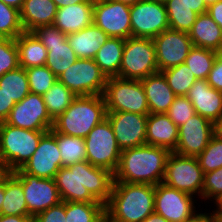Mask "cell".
Listing matches in <instances>:
<instances>
[{
  "label": "cell",
  "mask_w": 222,
  "mask_h": 222,
  "mask_svg": "<svg viewBox=\"0 0 222 222\" xmlns=\"http://www.w3.org/2000/svg\"><path fill=\"white\" fill-rule=\"evenodd\" d=\"M214 136L222 140V116L214 123Z\"/></svg>",
  "instance_id": "cell-54"
},
{
  "label": "cell",
  "mask_w": 222,
  "mask_h": 222,
  "mask_svg": "<svg viewBox=\"0 0 222 222\" xmlns=\"http://www.w3.org/2000/svg\"><path fill=\"white\" fill-rule=\"evenodd\" d=\"M107 112L150 114L144 87L140 80L110 77L103 92Z\"/></svg>",
  "instance_id": "cell-6"
},
{
  "label": "cell",
  "mask_w": 222,
  "mask_h": 222,
  "mask_svg": "<svg viewBox=\"0 0 222 222\" xmlns=\"http://www.w3.org/2000/svg\"><path fill=\"white\" fill-rule=\"evenodd\" d=\"M154 1H157V2H160V3H165L167 0H154Z\"/></svg>",
  "instance_id": "cell-61"
},
{
  "label": "cell",
  "mask_w": 222,
  "mask_h": 222,
  "mask_svg": "<svg viewBox=\"0 0 222 222\" xmlns=\"http://www.w3.org/2000/svg\"><path fill=\"white\" fill-rule=\"evenodd\" d=\"M222 193V167L204 174L202 199L216 200Z\"/></svg>",
  "instance_id": "cell-43"
},
{
  "label": "cell",
  "mask_w": 222,
  "mask_h": 222,
  "mask_svg": "<svg viewBox=\"0 0 222 222\" xmlns=\"http://www.w3.org/2000/svg\"><path fill=\"white\" fill-rule=\"evenodd\" d=\"M131 37L153 39L169 28L164 3L142 0L130 6Z\"/></svg>",
  "instance_id": "cell-13"
},
{
  "label": "cell",
  "mask_w": 222,
  "mask_h": 222,
  "mask_svg": "<svg viewBox=\"0 0 222 222\" xmlns=\"http://www.w3.org/2000/svg\"><path fill=\"white\" fill-rule=\"evenodd\" d=\"M213 222H222V213H213Z\"/></svg>",
  "instance_id": "cell-59"
},
{
  "label": "cell",
  "mask_w": 222,
  "mask_h": 222,
  "mask_svg": "<svg viewBox=\"0 0 222 222\" xmlns=\"http://www.w3.org/2000/svg\"><path fill=\"white\" fill-rule=\"evenodd\" d=\"M0 222H32V217L0 214Z\"/></svg>",
  "instance_id": "cell-49"
},
{
  "label": "cell",
  "mask_w": 222,
  "mask_h": 222,
  "mask_svg": "<svg viewBox=\"0 0 222 222\" xmlns=\"http://www.w3.org/2000/svg\"><path fill=\"white\" fill-rule=\"evenodd\" d=\"M0 214L28 216L22 183L12 173L4 182V201Z\"/></svg>",
  "instance_id": "cell-30"
},
{
  "label": "cell",
  "mask_w": 222,
  "mask_h": 222,
  "mask_svg": "<svg viewBox=\"0 0 222 222\" xmlns=\"http://www.w3.org/2000/svg\"><path fill=\"white\" fill-rule=\"evenodd\" d=\"M188 6L191 7V10L195 13L204 14L207 13V7L204 3V0H184Z\"/></svg>",
  "instance_id": "cell-48"
},
{
  "label": "cell",
  "mask_w": 222,
  "mask_h": 222,
  "mask_svg": "<svg viewBox=\"0 0 222 222\" xmlns=\"http://www.w3.org/2000/svg\"><path fill=\"white\" fill-rule=\"evenodd\" d=\"M109 36L94 23L79 32L67 35V41L78 59H94Z\"/></svg>",
  "instance_id": "cell-26"
},
{
  "label": "cell",
  "mask_w": 222,
  "mask_h": 222,
  "mask_svg": "<svg viewBox=\"0 0 222 222\" xmlns=\"http://www.w3.org/2000/svg\"><path fill=\"white\" fill-rule=\"evenodd\" d=\"M49 131H33L0 123V159L17 171L36 151L40 139Z\"/></svg>",
  "instance_id": "cell-5"
},
{
  "label": "cell",
  "mask_w": 222,
  "mask_h": 222,
  "mask_svg": "<svg viewBox=\"0 0 222 222\" xmlns=\"http://www.w3.org/2000/svg\"><path fill=\"white\" fill-rule=\"evenodd\" d=\"M6 5L12 6L20 10L22 8L24 0H0Z\"/></svg>",
  "instance_id": "cell-55"
},
{
  "label": "cell",
  "mask_w": 222,
  "mask_h": 222,
  "mask_svg": "<svg viewBox=\"0 0 222 222\" xmlns=\"http://www.w3.org/2000/svg\"><path fill=\"white\" fill-rule=\"evenodd\" d=\"M140 81L145 90L150 113H166L177 96L168 86L163 73L151 74Z\"/></svg>",
  "instance_id": "cell-24"
},
{
  "label": "cell",
  "mask_w": 222,
  "mask_h": 222,
  "mask_svg": "<svg viewBox=\"0 0 222 222\" xmlns=\"http://www.w3.org/2000/svg\"><path fill=\"white\" fill-rule=\"evenodd\" d=\"M30 93L44 95L58 80L47 66L26 68Z\"/></svg>",
  "instance_id": "cell-39"
},
{
  "label": "cell",
  "mask_w": 222,
  "mask_h": 222,
  "mask_svg": "<svg viewBox=\"0 0 222 222\" xmlns=\"http://www.w3.org/2000/svg\"><path fill=\"white\" fill-rule=\"evenodd\" d=\"M76 97L77 96L59 80L43 95L47 111L53 120L62 114Z\"/></svg>",
  "instance_id": "cell-34"
},
{
  "label": "cell",
  "mask_w": 222,
  "mask_h": 222,
  "mask_svg": "<svg viewBox=\"0 0 222 222\" xmlns=\"http://www.w3.org/2000/svg\"><path fill=\"white\" fill-rule=\"evenodd\" d=\"M219 1H222V0H204V3L206 5V7L208 8L210 5H213Z\"/></svg>",
  "instance_id": "cell-60"
},
{
  "label": "cell",
  "mask_w": 222,
  "mask_h": 222,
  "mask_svg": "<svg viewBox=\"0 0 222 222\" xmlns=\"http://www.w3.org/2000/svg\"><path fill=\"white\" fill-rule=\"evenodd\" d=\"M53 2L56 4L57 8H63L69 5L71 6L78 3L93 2V1H90V0H53Z\"/></svg>",
  "instance_id": "cell-52"
},
{
  "label": "cell",
  "mask_w": 222,
  "mask_h": 222,
  "mask_svg": "<svg viewBox=\"0 0 222 222\" xmlns=\"http://www.w3.org/2000/svg\"><path fill=\"white\" fill-rule=\"evenodd\" d=\"M12 174L22 183L28 216L32 218L62 201L54 179L40 178L21 168Z\"/></svg>",
  "instance_id": "cell-12"
},
{
  "label": "cell",
  "mask_w": 222,
  "mask_h": 222,
  "mask_svg": "<svg viewBox=\"0 0 222 222\" xmlns=\"http://www.w3.org/2000/svg\"><path fill=\"white\" fill-rule=\"evenodd\" d=\"M57 141L60 150L62 167H68L74 163L86 160V146L84 138L76 136H67L55 132L53 129L49 131Z\"/></svg>",
  "instance_id": "cell-32"
},
{
  "label": "cell",
  "mask_w": 222,
  "mask_h": 222,
  "mask_svg": "<svg viewBox=\"0 0 222 222\" xmlns=\"http://www.w3.org/2000/svg\"><path fill=\"white\" fill-rule=\"evenodd\" d=\"M61 167L62 160L56 138L47 132L40 139L36 151L21 169L40 178L54 179Z\"/></svg>",
  "instance_id": "cell-20"
},
{
  "label": "cell",
  "mask_w": 222,
  "mask_h": 222,
  "mask_svg": "<svg viewBox=\"0 0 222 222\" xmlns=\"http://www.w3.org/2000/svg\"><path fill=\"white\" fill-rule=\"evenodd\" d=\"M53 0H24L20 20L25 32H32L39 26L52 25L57 13Z\"/></svg>",
  "instance_id": "cell-25"
},
{
  "label": "cell",
  "mask_w": 222,
  "mask_h": 222,
  "mask_svg": "<svg viewBox=\"0 0 222 222\" xmlns=\"http://www.w3.org/2000/svg\"><path fill=\"white\" fill-rule=\"evenodd\" d=\"M217 54L218 52L214 50L193 46L184 64L188 66L196 79L206 80L216 60Z\"/></svg>",
  "instance_id": "cell-36"
},
{
  "label": "cell",
  "mask_w": 222,
  "mask_h": 222,
  "mask_svg": "<svg viewBox=\"0 0 222 222\" xmlns=\"http://www.w3.org/2000/svg\"><path fill=\"white\" fill-rule=\"evenodd\" d=\"M164 4L169 28L188 33L198 14L184 0H167Z\"/></svg>",
  "instance_id": "cell-33"
},
{
  "label": "cell",
  "mask_w": 222,
  "mask_h": 222,
  "mask_svg": "<svg viewBox=\"0 0 222 222\" xmlns=\"http://www.w3.org/2000/svg\"><path fill=\"white\" fill-rule=\"evenodd\" d=\"M23 32L20 11L0 1V36L16 39Z\"/></svg>",
  "instance_id": "cell-38"
},
{
  "label": "cell",
  "mask_w": 222,
  "mask_h": 222,
  "mask_svg": "<svg viewBox=\"0 0 222 222\" xmlns=\"http://www.w3.org/2000/svg\"><path fill=\"white\" fill-rule=\"evenodd\" d=\"M86 160L95 167L115 173L121 155L116 137L107 119L96 125L84 138Z\"/></svg>",
  "instance_id": "cell-8"
},
{
  "label": "cell",
  "mask_w": 222,
  "mask_h": 222,
  "mask_svg": "<svg viewBox=\"0 0 222 222\" xmlns=\"http://www.w3.org/2000/svg\"><path fill=\"white\" fill-rule=\"evenodd\" d=\"M18 67L19 57L15 39L0 36V77Z\"/></svg>",
  "instance_id": "cell-41"
},
{
  "label": "cell",
  "mask_w": 222,
  "mask_h": 222,
  "mask_svg": "<svg viewBox=\"0 0 222 222\" xmlns=\"http://www.w3.org/2000/svg\"><path fill=\"white\" fill-rule=\"evenodd\" d=\"M155 186L113 182L105 222H142L154 212Z\"/></svg>",
  "instance_id": "cell-3"
},
{
  "label": "cell",
  "mask_w": 222,
  "mask_h": 222,
  "mask_svg": "<svg viewBox=\"0 0 222 222\" xmlns=\"http://www.w3.org/2000/svg\"><path fill=\"white\" fill-rule=\"evenodd\" d=\"M159 72L156 51L150 38L125 39L119 78L141 80Z\"/></svg>",
  "instance_id": "cell-7"
},
{
  "label": "cell",
  "mask_w": 222,
  "mask_h": 222,
  "mask_svg": "<svg viewBox=\"0 0 222 222\" xmlns=\"http://www.w3.org/2000/svg\"><path fill=\"white\" fill-rule=\"evenodd\" d=\"M4 201V184L0 185V212H1V205Z\"/></svg>",
  "instance_id": "cell-58"
},
{
  "label": "cell",
  "mask_w": 222,
  "mask_h": 222,
  "mask_svg": "<svg viewBox=\"0 0 222 222\" xmlns=\"http://www.w3.org/2000/svg\"><path fill=\"white\" fill-rule=\"evenodd\" d=\"M186 222H213V214L211 213H197L193 218L187 220Z\"/></svg>",
  "instance_id": "cell-50"
},
{
  "label": "cell",
  "mask_w": 222,
  "mask_h": 222,
  "mask_svg": "<svg viewBox=\"0 0 222 222\" xmlns=\"http://www.w3.org/2000/svg\"><path fill=\"white\" fill-rule=\"evenodd\" d=\"M64 202H108L114 174L87 160L61 167L54 177Z\"/></svg>",
  "instance_id": "cell-1"
},
{
  "label": "cell",
  "mask_w": 222,
  "mask_h": 222,
  "mask_svg": "<svg viewBox=\"0 0 222 222\" xmlns=\"http://www.w3.org/2000/svg\"><path fill=\"white\" fill-rule=\"evenodd\" d=\"M166 114L179 127L187 122L196 112L186 96H177Z\"/></svg>",
  "instance_id": "cell-42"
},
{
  "label": "cell",
  "mask_w": 222,
  "mask_h": 222,
  "mask_svg": "<svg viewBox=\"0 0 222 222\" xmlns=\"http://www.w3.org/2000/svg\"><path fill=\"white\" fill-rule=\"evenodd\" d=\"M163 183L171 188L202 198L204 172L197 157L171 152L166 163Z\"/></svg>",
  "instance_id": "cell-9"
},
{
  "label": "cell",
  "mask_w": 222,
  "mask_h": 222,
  "mask_svg": "<svg viewBox=\"0 0 222 222\" xmlns=\"http://www.w3.org/2000/svg\"><path fill=\"white\" fill-rule=\"evenodd\" d=\"M47 49L45 66L58 78L78 60L67 41V35L52 25H43L32 31Z\"/></svg>",
  "instance_id": "cell-11"
},
{
  "label": "cell",
  "mask_w": 222,
  "mask_h": 222,
  "mask_svg": "<svg viewBox=\"0 0 222 222\" xmlns=\"http://www.w3.org/2000/svg\"><path fill=\"white\" fill-rule=\"evenodd\" d=\"M2 89L15 103L22 101L29 93V82L26 70L18 67L0 77Z\"/></svg>",
  "instance_id": "cell-35"
},
{
  "label": "cell",
  "mask_w": 222,
  "mask_h": 222,
  "mask_svg": "<svg viewBox=\"0 0 222 222\" xmlns=\"http://www.w3.org/2000/svg\"><path fill=\"white\" fill-rule=\"evenodd\" d=\"M11 173L10 168L0 159V185L4 184Z\"/></svg>",
  "instance_id": "cell-51"
},
{
  "label": "cell",
  "mask_w": 222,
  "mask_h": 222,
  "mask_svg": "<svg viewBox=\"0 0 222 222\" xmlns=\"http://www.w3.org/2000/svg\"><path fill=\"white\" fill-rule=\"evenodd\" d=\"M142 222H169L160 214L155 212L151 213L148 217H146Z\"/></svg>",
  "instance_id": "cell-53"
},
{
  "label": "cell",
  "mask_w": 222,
  "mask_h": 222,
  "mask_svg": "<svg viewBox=\"0 0 222 222\" xmlns=\"http://www.w3.org/2000/svg\"><path fill=\"white\" fill-rule=\"evenodd\" d=\"M93 23L109 37H131L130 6L115 0L95 1Z\"/></svg>",
  "instance_id": "cell-16"
},
{
  "label": "cell",
  "mask_w": 222,
  "mask_h": 222,
  "mask_svg": "<svg viewBox=\"0 0 222 222\" xmlns=\"http://www.w3.org/2000/svg\"><path fill=\"white\" fill-rule=\"evenodd\" d=\"M207 14L219 25L222 30V1H219L207 8Z\"/></svg>",
  "instance_id": "cell-47"
},
{
  "label": "cell",
  "mask_w": 222,
  "mask_h": 222,
  "mask_svg": "<svg viewBox=\"0 0 222 222\" xmlns=\"http://www.w3.org/2000/svg\"><path fill=\"white\" fill-rule=\"evenodd\" d=\"M188 35L193 46L222 52V30L207 14H199Z\"/></svg>",
  "instance_id": "cell-27"
},
{
  "label": "cell",
  "mask_w": 222,
  "mask_h": 222,
  "mask_svg": "<svg viewBox=\"0 0 222 222\" xmlns=\"http://www.w3.org/2000/svg\"><path fill=\"white\" fill-rule=\"evenodd\" d=\"M125 39L109 37L107 42L101 46L94 57V61L106 75L107 78L118 77Z\"/></svg>",
  "instance_id": "cell-29"
},
{
  "label": "cell",
  "mask_w": 222,
  "mask_h": 222,
  "mask_svg": "<svg viewBox=\"0 0 222 222\" xmlns=\"http://www.w3.org/2000/svg\"><path fill=\"white\" fill-rule=\"evenodd\" d=\"M195 196L171 188L163 182L155 186L154 212L169 222H186L197 213Z\"/></svg>",
  "instance_id": "cell-15"
},
{
  "label": "cell",
  "mask_w": 222,
  "mask_h": 222,
  "mask_svg": "<svg viewBox=\"0 0 222 222\" xmlns=\"http://www.w3.org/2000/svg\"><path fill=\"white\" fill-rule=\"evenodd\" d=\"M6 124L33 131H50L54 120L50 117L42 95L29 93L11 109Z\"/></svg>",
  "instance_id": "cell-14"
},
{
  "label": "cell",
  "mask_w": 222,
  "mask_h": 222,
  "mask_svg": "<svg viewBox=\"0 0 222 222\" xmlns=\"http://www.w3.org/2000/svg\"><path fill=\"white\" fill-rule=\"evenodd\" d=\"M106 106L103 95L77 96L56 119L52 129L67 136L85 138L104 119Z\"/></svg>",
  "instance_id": "cell-4"
},
{
  "label": "cell",
  "mask_w": 222,
  "mask_h": 222,
  "mask_svg": "<svg viewBox=\"0 0 222 222\" xmlns=\"http://www.w3.org/2000/svg\"><path fill=\"white\" fill-rule=\"evenodd\" d=\"M167 80L168 86L176 96H186L189 89L196 82L194 74L184 63L161 71Z\"/></svg>",
  "instance_id": "cell-37"
},
{
  "label": "cell",
  "mask_w": 222,
  "mask_h": 222,
  "mask_svg": "<svg viewBox=\"0 0 222 222\" xmlns=\"http://www.w3.org/2000/svg\"><path fill=\"white\" fill-rule=\"evenodd\" d=\"M178 142V126L166 113L148 114L146 144L164 147L173 152Z\"/></svg>",
  "instance_id": "cell-22"
},
{
  "label": "cell",
  "mask_w": 222,
  "mask_h": 222,
  "mask_svg": "<svg viewBox=\"0 0 222 222\" xmlns=\"http://www.w3.org/2000/svg\"><path fill=\"white\" fill-rule=\"evenodd\" d=\"M206 80L212 88L222 92V52L217 54L216 60Z\"/></svg>",
  "instance_id": "cell-45"
},
{
  "label": "cell",
  "mask_w": 222,
  "mask_h": 222,
  "mask_svg": "<svg viewBox=\"0 0 222 222\" xmlns=\"http://www.w3.org/2000/svg\"><path fill=\"white\" fill-rule=\"evenodd\" d=\"M148 115L131 112H107L117 144L121 150L146 144Z\"/></svg>",
  "instance_id": "cell-19"
},
{
  "label": "cell",
  "mask_w": 222,
  "mask_h": 222,
  "mask_svg": "<svg viewBox=\"0 0 222 222\" xmlns=\"http://www.w3.org/2000/svg\"><path fill=\"white\" fill-rule=\"evenodd\" d=\"M66 222H105L102 202H65Z\"/></svg>",
  "instance_id": "cell-31"
},
{
  "label": "cell",
  "mask_w": 222,
  "mask_h": 222,
  "mask_svg": "<svg viewBox=\"0 0 222 222\" xmlns=\"http://www.w3.org/2000/svg\"><path fill=\"white\" fill-rule=\"evenodd\" d=\"M204 174L222 167V140L213 136L205 149L197 156Z\"/></svg>",
  "instance_id": "cell-40"
},
{
  "label": "cell",
  "mask_w": 222,
  "mask_h": 222,
  "mask_svg": "<svg viewBox=\"0 0 222 222\" xmlns=\"http://www.w3.org/2000/svg\"><path fill=\"white\" fill-rule=\"evenodd\" d=\"M186 97L195 112L213 124L222 116V92L212 88L207 80L197 79Z\"/></svg>",
  "instance_id": "cell-21"
},
{
  "label": "cell",
  "mask_w": 222,
  "mask_h": 222,
  "mask_svg": "<svg viewBox=\"0 0 222 222\" xmlns=\"http://www.w3.org/2000/svg\"><path fill=\"white\" fill-rule=\"evenodd\" d=\"M15 104L14 100L10 99L9 96L0 89V123L5 122Z\"/></svg>",
  "instance_id": "cell-46"
},
{
  "label": "cell",
  "mask_w": 222,
  "mask_h": 222,
  "mask_svg": "<svg viewBox=\"0 0 222 222\" xmlns=\"http://www.w3.org/2000/svg\"><path fill=\"white\" fill-rule=\"evenodd\" d=\"M213 136L214 124L196 113L178 127V142L173 152L182 156L197 157Z\"/></svg>",
  "instance_id": "cell-18"
},
{
  "label": "cell",
  "mask_w": 222,
  "mask_h": 222,
  "mask_svg": "<svg viewBox=\"0 0 222 222\" xmlns=\"http://www.w3.org/2000/svg\"><path fill=\"white\" fill-rule=\"evenodd\" d=\"M32 222H66L65 202L61 201L35 215L32 218Z\"/></svg>",
  "instance_id": "cell-44"
},
{
  "label": "cell",
  "mask_w": 222,
  "mask_h": 222,
  "mask_svg": "<svg viewBox=\"0 0 222 222\" xmlns=\"http://www.w3.org/2000/svg\"><path fill=\"white\" fill-rule=\"evenodd\" d=\"M115 1H119L121 3H124V4H127V5L131 6V5L137 4L138 2H140L142 0H115Z\"/></svg>",
  "instance_id": "cell-57"
},
{
  "label": "cell",
  "mask_w": 222,
  "mask_h": 222,
  "mask_svg": "<svg viewBox=\"0 0 222 222\" xmlns=\"http://www.w3.org/2000/svg\"><path fill=\"white\" fill-rule=\"evenodd\" d=\"M170 153L167 148L148 144L122 150L114 182L162 183Z\"/></svg>",
  "instance_id": "cell-2"
},
{
  "label": "cell",
  "mask_w": 222,
  "mask_h": 222,
  "mask_svg": "<svg viewBox=\"0 0 222 222\" xmlns=\"http://www.w3.org/2000/svg\"><path fill=\"white\" fill-rule=\"evenodd\" d=\"M76 96L103 95L108 78L94 59H78L58 77Z\"/></svg>",
  "instance_id": "cell-10"
},
{
  "label": "cell",
  "mask_w": 222,
  "mask_h": 222,
  "mask_svg": "<svg viewBox=\"0 0 222 222\" xmlns=\"http://www.w3.org/2000/svg\"><path fill=\"white\" fill-rule=\"evenodd\" d=\"M152 40L155 46L159 72L184 63L190 49L193 47L188 33L170 28Z\"/></svg>",
  "instance_id": "cell-17"
},
{
  "label": "cell",
  "mask_w": 222,
  "mask_h": 222,
  "mask_svg": "<svg viewBox=\"0 0 222 222\" xmlns=\"http://www.w3.org/2000/svg\"><path fill=\"white\" fill-rule=\"evenodd\" d=\"M94 2L78 3L58 8L53 25L66 35L79 32L93 24Z\"/></svg>",
  "instance_id": "cell-23"
},
{
  "label": "cell",
  "mask_w": 222,
  "mask_h": 222,
  "mask_svg": "<svg viewBox=\"0 0 222 222\" xmlns=\"http://www.w3.org/2000/svg\"><path fill=\"white\" fill-rule=\"evenodd\" d=\"M214 202L217 208L212 213H222V193L218 196V198Z\"/></svg>",
  "instance_id": "cell-56"
},
{
  "label": "cell",
  "mask_w": 222,
  "mask_h": 222,
  "mask_svg": "<svg viewBox=\"0 0 222 222\" xmlns=\"http://www.w3.org/2000/svg\"><path fill=\"white\" fill-rule=\"evenodd\" d=\"M15 42L18 48L19 67L26 69L46 64L48 51L33 32L24 31Z\"/></svg>",
  "instance_id": "cell-28"
}]
</instances>
